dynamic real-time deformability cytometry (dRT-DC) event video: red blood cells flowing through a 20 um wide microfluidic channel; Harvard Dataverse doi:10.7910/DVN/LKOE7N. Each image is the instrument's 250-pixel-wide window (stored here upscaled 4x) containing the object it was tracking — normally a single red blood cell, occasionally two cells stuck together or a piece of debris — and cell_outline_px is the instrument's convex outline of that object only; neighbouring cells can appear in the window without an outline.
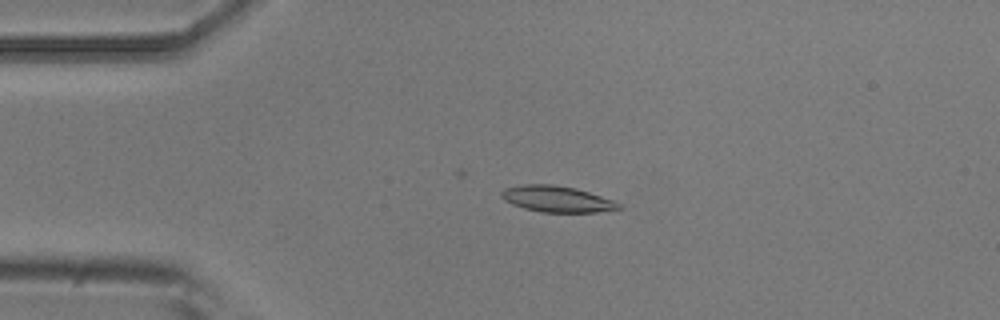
{"species": "common noctule bat (a hibernating species)", "species_latin": "Nyctalus noctula", "temperature_condition": "room temperature", "stored_images_in_passage": 6, "camera_frame_rate_fps": 3000, "um_per_image_px": 0.085, "animal": {"sex": "male", "body_mass_g": 20.5, "forearm_length_mm": 52.5}, "frame": {"image": 1, "passage_image": 5, "time_ms": 4.667, "image_size_px": [1000, 320], "cell_outline_px": [[624, 208], [596, 212], [540, 212], [524, 208], [512, 204], [504, 200], [500, 196], [500, 192], [504, 188], [520, 184], [552, 184], [576, 188], [612, 200], [620, 204]], "centroid_in_image_um": [47.29, 16.91], "position_along_channel_um": 37.7, "area_um2": 17.92}}